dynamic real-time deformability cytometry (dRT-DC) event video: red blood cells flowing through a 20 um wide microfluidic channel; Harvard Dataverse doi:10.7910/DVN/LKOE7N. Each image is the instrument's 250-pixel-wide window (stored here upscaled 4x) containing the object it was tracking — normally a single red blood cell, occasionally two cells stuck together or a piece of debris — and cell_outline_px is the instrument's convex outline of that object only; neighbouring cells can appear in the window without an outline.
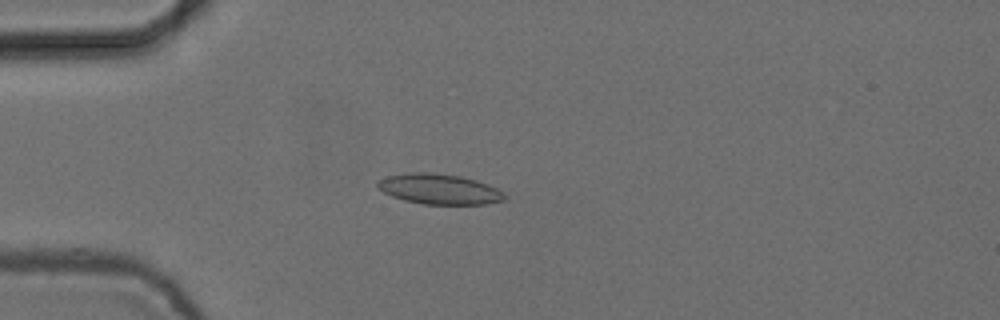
{"species": "common noctule bat (a hibernating species)", "species_latin": "Nyctalus noctula", "temperature_condition": "cold", "stored_images_in_passage": 6, "camera_frame_rate_fps": 3000, "um_per_image_px": 0.085, "animal": {"sex": "female", "body_mass_g": 24.6, "forearm_length_mm": 56.2}, "frame": {"image": 1, "passage_image": 5, "time_ms": 1.333, "image_size_px": [1000, 320], "cell_outline_px": [[504, 200], [484, 204], [424, 204], [404, 200], [392, 196], [384, 192], [376, 184], [376, 180], [388, 176], [408, 172], [432, 172], [460, 176], [476, 180], [488, 184], [504, 192]], "centroid_in_image_um": [37.32, 16.06], "position_along_channel_um": 47.7, "area_um2": 22.37}}